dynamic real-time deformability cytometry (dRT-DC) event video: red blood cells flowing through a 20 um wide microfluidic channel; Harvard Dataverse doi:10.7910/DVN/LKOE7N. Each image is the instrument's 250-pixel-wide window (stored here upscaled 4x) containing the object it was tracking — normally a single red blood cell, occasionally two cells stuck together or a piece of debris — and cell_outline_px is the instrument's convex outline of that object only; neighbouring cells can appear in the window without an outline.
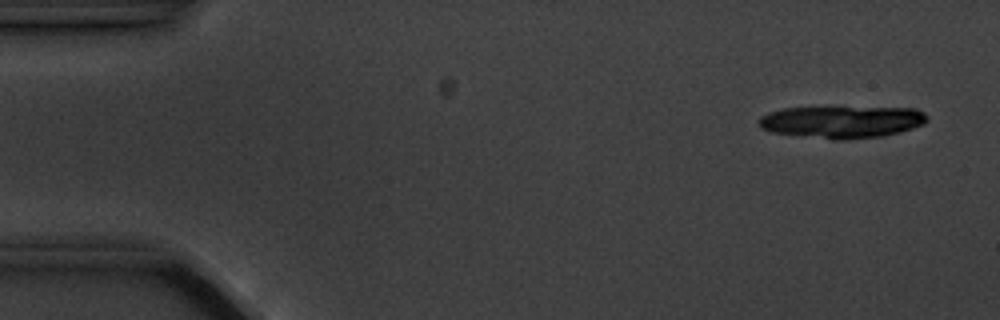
{"species": "common noctule bat (a hibernating species)", "species_latin": "Nyctalus noctula", "temperature_condition": "cold", "stored_images_in_passage": 6, "camera_frame_rate_fps": 3000, "um_per_image_px": 0.085, "animal": {"sex": "male", "body_mass_g": 20.1, "forearm_length_mm": 53.5}, "frame": {"image": 1, "passage_image": 1, "time_ms": 0.0, "image_size_px": [1000, 320], "cell_outline_px": [[928, 120], [924, 124], [900, 132], [884, 136], [848, 140], [836, 140], [772, 132], [760, 128], [756, 124], [760, 116], [768, 112], [784, 108], [916, 108], [924, 112], [928, 116]], "centroid_in_image_um": [71.56, 10.37], "position_along_channel_um": 13.4, "area_um2": 31.62}}
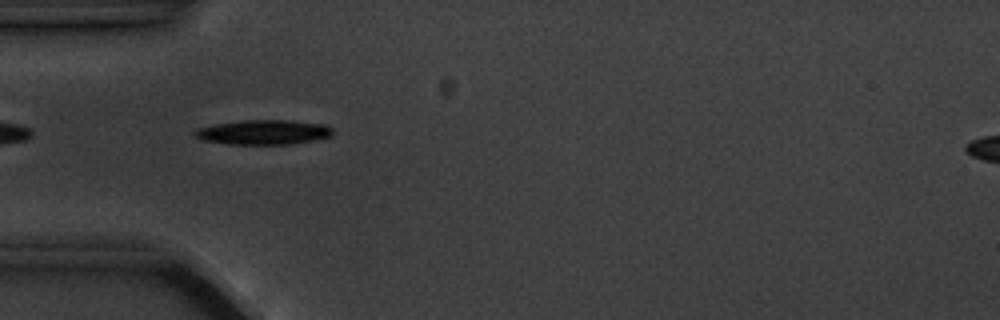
{"frame": {"image": 2, "passage_image": 5, "time_ms": 4.667, "image_size_px": [1000, 320], "cell_outline_px": [[332, 136], [292, 144], [228, 144], [204, 140], [196, 136], [192, 132], [196, 128], [216, 124], [244, 120], [284, 120], [324, 124], [332, 128]], "centroid_in_image_um": [22.38, 11.24], "position_along_channel_um": 62.6, "area_um2": 19.65}}
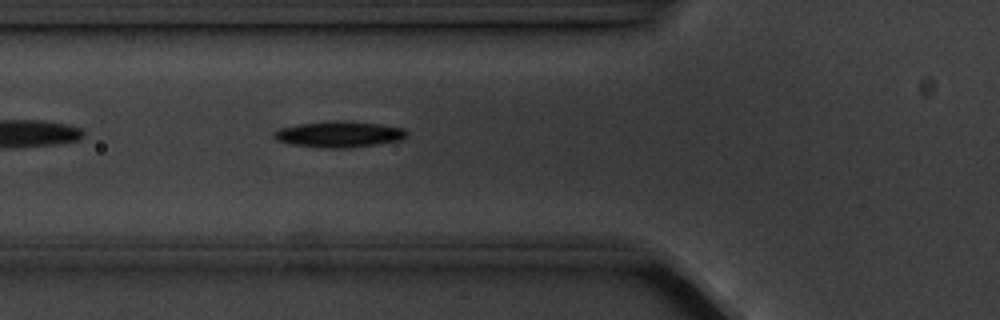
{"frame": {"image": 3, "passage_image": 6, "time_ms": 5.667, "image_size_px": [1000, 320], "cell_outline_px": [[408, 132], [400, 140], [348, 148], [324, 148], [288, 144], [276, 140], [272, 136], [272, 132], [280, 128], [300, 124], [340, 120], [380, 124], [404, 128]], "centroid_in_image_um": [28.77, 11.41], "position_along_channel_um": 97.0, "area_um2": 20.06}}